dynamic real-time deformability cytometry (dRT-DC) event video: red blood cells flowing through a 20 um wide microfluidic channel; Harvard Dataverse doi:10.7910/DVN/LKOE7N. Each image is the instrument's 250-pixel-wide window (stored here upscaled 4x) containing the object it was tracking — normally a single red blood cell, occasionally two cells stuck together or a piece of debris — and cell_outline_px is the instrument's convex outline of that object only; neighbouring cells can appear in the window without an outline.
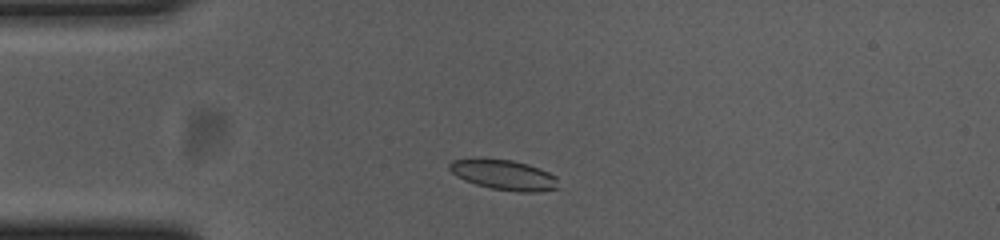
{"species": "common noctule bat (a hibernating species)", "species_latin": "Nyctalus noctula", "temperature_condition": "cold", "stored_images_in_passage": 47, "camera_frame_rate_fps": 3000, "um_per_image_px": 0.085, "animal": {"sex": "female", "body_mass_g": 23.0, "forearm_length_mm": 53.4}, "frame": {"image": 1, "passage_image": 5, "time_ms": 1.333, "image_size_px": [1000, 240], "cell_outline_px": [[556, 188], [536, 192], [516, 192], [492, 188], [476, 184], [464, 180], [456, 176], [448, 168], [448, 164], [452, 160], [512, 160], [528, 164], [540, 168], [556, 176]], "centroid_in_image_um": [42.84, 14.88], "position_along_channel_um": 42.2, "area_um2": 18.61}}
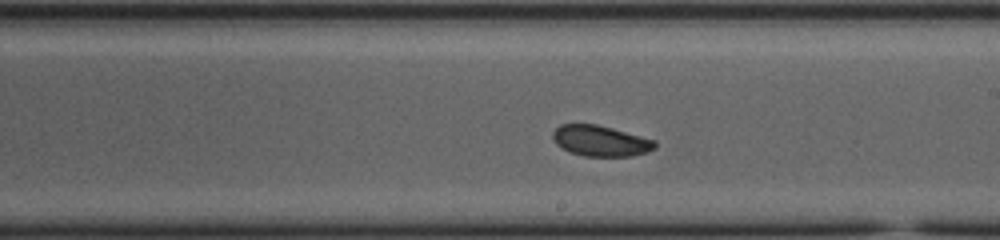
{"frame": {"image": 2, "passage_image": 23, "time_ms": 7.333, "image_size_px": [1000, 240], "cell_outline_px": [[656, 148], [648, 152], [632, 156], [584, 156], [568, 152], [556, 144], [552, 136], [552, 132], [560, 124], [596, 124], [612, 128], [656, 140]], "centroid_in_image_um": [51.04, 11.98], "position_along_channel_um": 238.0, "area_um2": 18.44}}
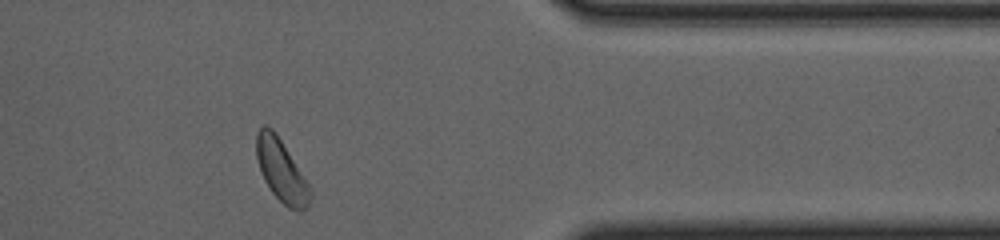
{"frame": {"image": 3, "passage_image": 37, "time_ms": 12.0, "image_size_px": [1000, 240], "cell_outline_px": [[312, 192], [308, 204], [300, 212], [288, 208], [272, 192], [264, 180], [256, 156], [256, 132], [264, 124], [272, 128], [276, 132], [312, 188]], "centroid_in_image_um": [23.92, 14.49], "position_along_channel_um": 387.5, "area_um2": 19.48}, "authors_computed_cell_mechanics": {"area_um2": 19.0162, "velocity_mm_per_s": 3.6418, "shape_relaxation_time_tau1_ms": 1.6328, "shape_relaxation_time_tau2_ms": null, "deformation_change_tau1": 0.0702, "deformation_change_tau2": null}}